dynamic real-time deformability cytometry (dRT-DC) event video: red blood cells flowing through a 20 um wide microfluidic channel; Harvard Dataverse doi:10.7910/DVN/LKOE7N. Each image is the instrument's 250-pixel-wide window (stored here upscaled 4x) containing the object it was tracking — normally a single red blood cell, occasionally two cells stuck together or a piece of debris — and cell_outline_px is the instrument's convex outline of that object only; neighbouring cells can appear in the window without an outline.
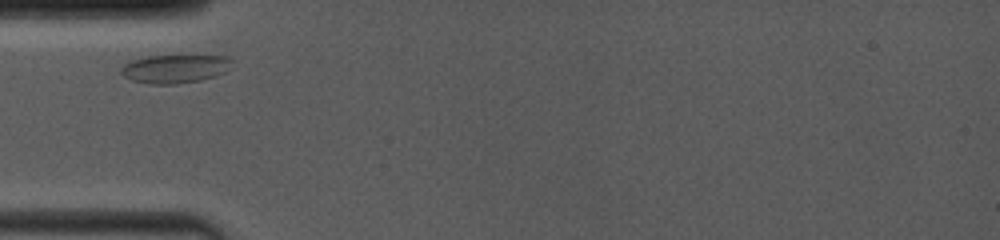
{"species": "common noctule bat (a hibernating species)", "species_latin": "Nyctalus noctula", "temperature_condition": "room temperature", "stored_images_in_passage": 26, "camera_frame_rate_fps": 4000, "um_per_image_px": 0.085, "animal": {"sex": "female", "body_mass_g": 19.0, "forearm_length_mm": 53.3}, "frame": {"image": 1, "passage_image": 1, "time_ms": 0.0, "image_size_px": [1000, 240], "cell_outline_px": [[232, 68], [224, 72], [200, 80], [176, 84], [148, 84], [132, 80], [124, 76], [120, 72], [120, 68], [124, 64], [132, 60], [148, 56], [228, 56], [232, 60]], "centroid_in_image_um": [14.86, 5.84], "position_along_channel_um": 70.1, "area_um2": 18.32}}
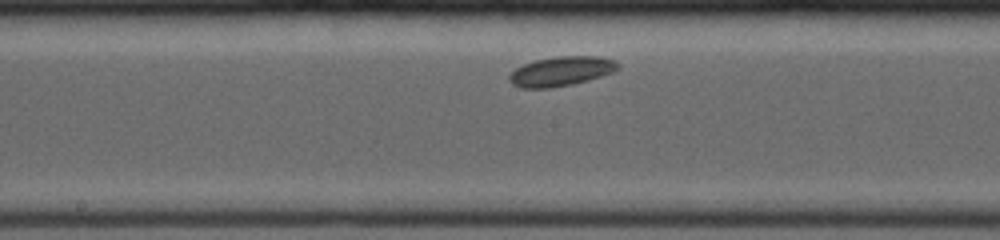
{"frame": {"image": 2, "passage_image": 8, "time_ms": 3.5, "image_size_px": [1000, 240], "cell_outline_px": [[620, 68], [612, 72], [588, 80], [572, 84], [548, 88], [520, 88], [512, 84], [508, 80], [508, 76], [516, 68], [524, 64], [536, 60], [556, 56], [600, 56], [616, 60], [620, 64]], "centroid_in_image_um": [47.71, 6.05], "position_along_channel_um": 200.5, "area_um2": 18.73}}
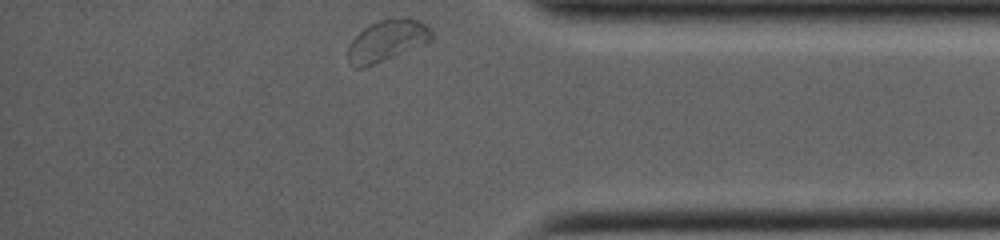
{"frame": {"image": 3, "passage_image": 26, "time_ms": 9.0, "image_size_px": [1000, 240], "cell_outline_px": [[432, 40], [424, 44], [364, 68], [356, 68], [348, 60], [348, 44], [364, 28], [380, 20], [404, 16], [408, 16], [420, 20], [432, 32]], "centroid_in_image_um": [32.9, 3.43], "position_along_channel_um": 402.3, "area_um2": 20.0}}